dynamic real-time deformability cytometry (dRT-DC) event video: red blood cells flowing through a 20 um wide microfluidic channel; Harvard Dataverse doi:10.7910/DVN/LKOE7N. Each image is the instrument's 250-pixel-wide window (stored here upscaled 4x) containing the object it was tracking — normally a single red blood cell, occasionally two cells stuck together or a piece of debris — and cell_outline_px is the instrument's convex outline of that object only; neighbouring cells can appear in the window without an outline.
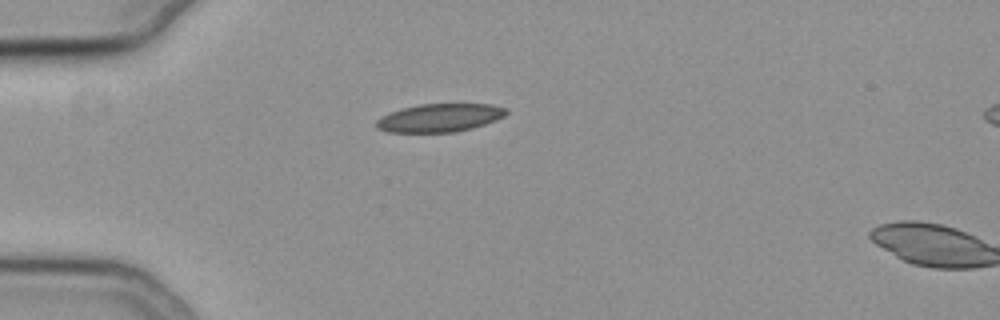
{"species": "common noctule bat (a hibernating species)", "species_latin": "Nyctalus noctula", "temperature_condition": "cold", "stored_images_in_passage": 3, "camera_frame_rate_fps": 3000, "um_per_image_px": 0.085, "animal": {"sex": "female", "body_mass_g": 19.3, "forearm_length_mm": 54.1}, "frame": {"image": 1, "passage_image": 1, "time_ms": 0.0, "image_size_px": [1000, 320], "cell_outline_px": [[508, 112], [504, 116], [496, 120], [472, 128], [452, 132], [388, 132], [376, 128], [376, 120], [380, 116], [404, 108], [420, 104], [492, 104], [508, 108]], "centroid_in_image_um": [37.39, 10.01], "position_along_channel_um": 47.6, "area_um2": 21.27}}